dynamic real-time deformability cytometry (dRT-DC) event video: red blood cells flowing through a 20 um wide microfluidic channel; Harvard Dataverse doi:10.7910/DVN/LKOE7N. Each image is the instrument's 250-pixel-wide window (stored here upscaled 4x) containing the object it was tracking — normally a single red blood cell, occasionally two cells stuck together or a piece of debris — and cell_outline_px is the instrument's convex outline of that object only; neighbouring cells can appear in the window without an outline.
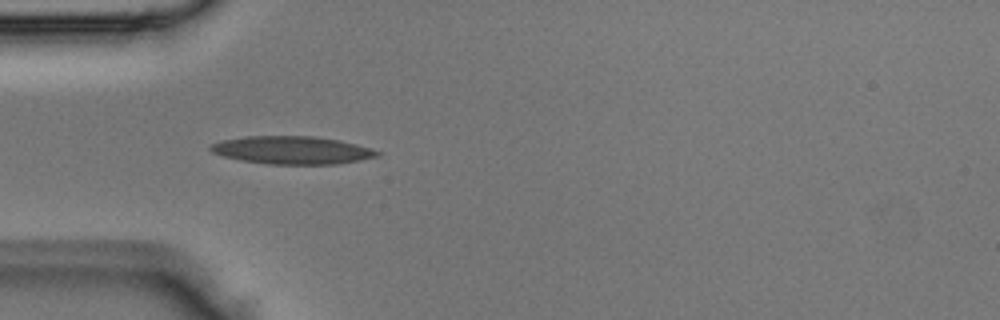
{"species": "Egyptian fruit bat (a non-hibernating species)", "species_latin": "Rousettus aegyptiacus", "temperature_condition": "room temperature", "stored_images_in_passage": 4, "camera_frame_rate_fps": 3000, "um_per_image_px": 0.085, "animal": {"sex": "male"}, "frame": {"image": 1, "passage_image": 3, "time_ms": 0.667, "image_size_px": [1000, 320], "cell_outline_px": [[384, 152], [380, 156], [360, 160], [336, 164], [268, 164], [240, 160], [224, 156], [212, 152], [208, 148], [208, 144], [220, 140], [248, 136], [316, 136], [340, 140], [372, 148]], "centroid_in_image_um": [24.85, 12.76], "position_along_channel_um": 60.2, "area_um2": 27.4}}
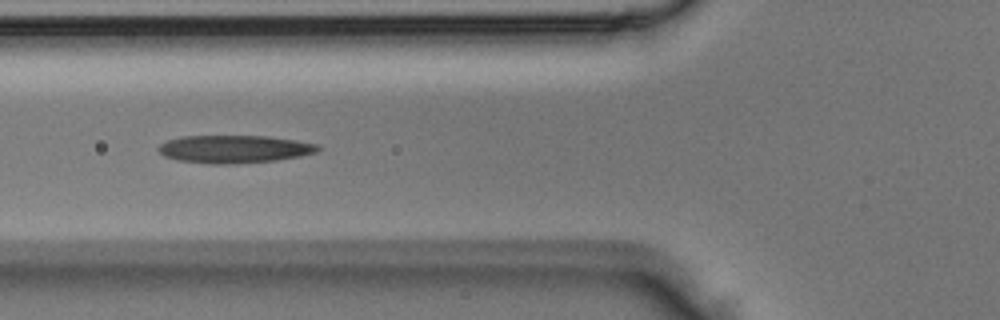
{"frame": {"image": 2, "passage_image": 4, "time_ms": 1.0, "image_size_px": [1000, 320], "cell_outline_px": [[320, 148], [316, 152], [300, 156], [276, 160], [236, 164], [212, 164], [176, 160], [164, 156], [156, 148], [160, 144], [168, 140], [184, 136], [268, 136], [296, 140], [320, 144]], "centroid_in_image_um": [19.92, 12.67], "position_along_channel_um": 105.9, "area_um2": 25.95}}